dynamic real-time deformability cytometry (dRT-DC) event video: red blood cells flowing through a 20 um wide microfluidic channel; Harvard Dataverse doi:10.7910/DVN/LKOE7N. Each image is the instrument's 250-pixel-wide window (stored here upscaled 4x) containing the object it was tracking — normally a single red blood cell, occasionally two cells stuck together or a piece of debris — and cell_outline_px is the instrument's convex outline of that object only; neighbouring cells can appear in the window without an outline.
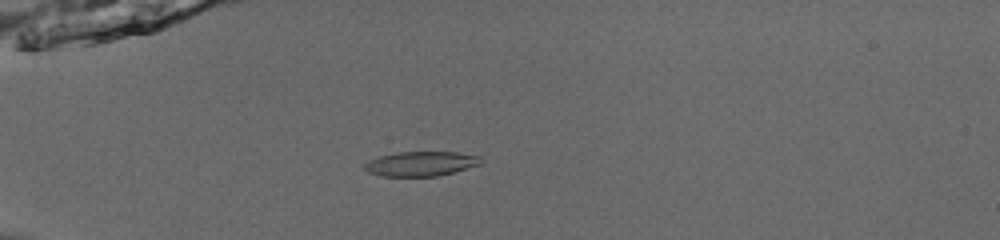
{"species": "common noctule bat (a hibernating species)", "species_latin": "Nyctalus noctula", "temperature_condition": "room temperature", "stored_images_in_passage": 55, "camera_frame_rate_fps": 3000, "um_per_image_px": 0.085, "animal": {"sex": "male", "body_mass_g": 13.0, "forearm_length_mm": 53.1}, "frame": {"image": 1, "passage_image": 18, "time_ms": 5.667, "image_size_px": [1000, 240], "cell_outline_px": [[480, 164], [452, 172], [436, 176], [380, 176], [368, 172], [364, 168], [364, 164], [368, 160], [380, 156], [400, 152], [456, 152], [480, 156]], "centroid_in_image_um": [35.73, 13.91], "position_along_channel_um": 49.3, "area_um2": 16.47}}
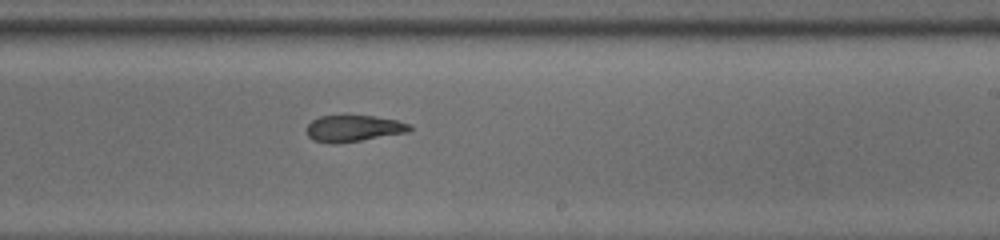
{"frame": {"image": 2, "passage_image": 36, "time_ms": 11.667, "image_size_px": [1000, 240], "cell_outline_px": [[412, 128], [408, 132], [360, 140], [332, 144], [312, 140], [308, 136], [304, 128], [312, 120], [320, 116], [344, 112], [376, 116], [396, 120], [412, 124]], "centroid_in_image_um": [29.99, 10.86], "position_along_channel_um": 259.0, "area_um2": 16.7}}
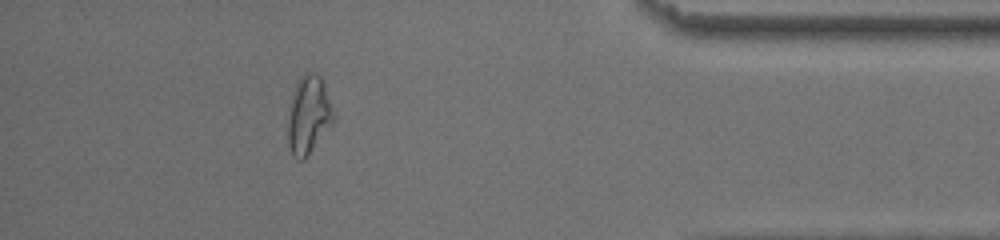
{"frame": {"image": 3, "passage_image": 50, "time_ms": 16.333, "image_size_px": [1000, 240], "cell_outline_px": [[336, 120], [308, 156], [304, 160], [300, 160], [292, 156], [288, 144], [288, 108], [296, 84], [300, 76], [308, 72], [316, 72], [320, 76], [324, 84]], "centroid_in_image_um": [26.23, 9.8], "position_along_channel_um": 409.0, "area_um2": 20.98}, "authors_computed_cell_mechanics": {"area_um2": 17.3978, "velocity_mm_per_s": 3.8685, "shape_relaxation_time_tau1_ms": null, "shape_relaxation_time_tau2_ms": 2.723, "deformation_change_tau1": null, "deformation_change_tau2": 0.1032}}